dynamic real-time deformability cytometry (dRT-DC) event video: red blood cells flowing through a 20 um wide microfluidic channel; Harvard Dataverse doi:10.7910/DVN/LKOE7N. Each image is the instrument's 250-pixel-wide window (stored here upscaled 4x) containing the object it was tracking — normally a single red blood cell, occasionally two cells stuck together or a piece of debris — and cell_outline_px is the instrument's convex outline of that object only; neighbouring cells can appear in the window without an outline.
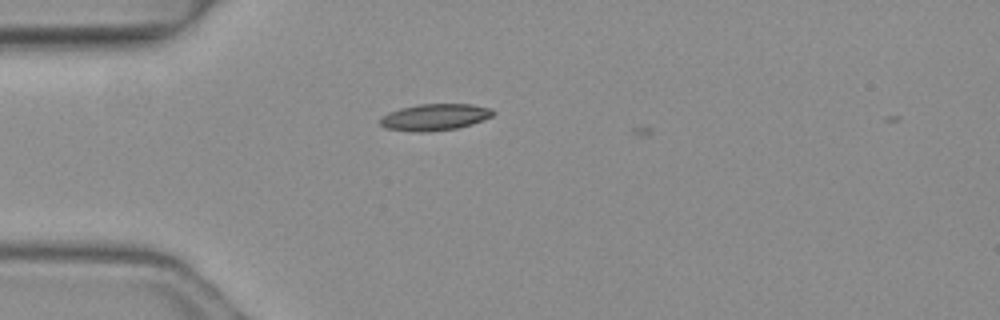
{"species": "common noctule bat (a hibernating species)", "species_latin": "Nyctalus noctula", "temperature_condition": "warm", "stored_images_in_passage": 4, "camera_frame_rate_fps": 3000, "um_per_image_px": 0.085, "animal": {"sex": "female", "body_mass_g": 19.3, "forearm_length_mm": 54.1}, "frame": {"image": 1, "passage_image": 4, "time_ms": 1.0, "image_size_px": [1000, 320], "cell_outline_px": [[496, 112], [492, 116], [472, 124], [456, 128], [424, 132], [420, 132], [384, 128], [380, 124], [380, 116], [388, 112], [400, 108], [420, 104], [472, 104], [492, 108]], "centroid_in_image_um": [36.95, 9.94], "position_along_channel_um": 48.0, "area_um2": 17.51}}